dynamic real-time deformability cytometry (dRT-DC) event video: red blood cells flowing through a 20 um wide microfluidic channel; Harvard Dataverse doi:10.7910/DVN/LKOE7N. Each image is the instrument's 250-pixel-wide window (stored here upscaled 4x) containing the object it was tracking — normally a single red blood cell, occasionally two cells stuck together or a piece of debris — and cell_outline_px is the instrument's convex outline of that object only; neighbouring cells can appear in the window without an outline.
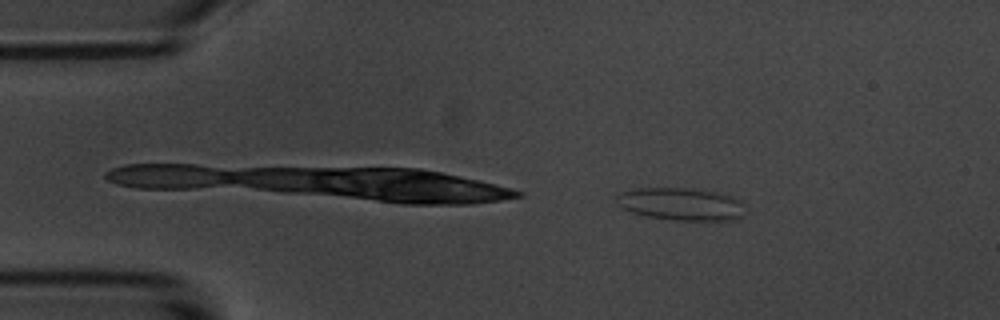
{"species": "common noctule bat (a hibernating species)", "species_latin": "Nyctalus noctula", "temperature_condition": "room temperature", "stored_images_in_passage": 51, "camera_frame_rate_fps": 3000, "um_per_image_px": 0.085, "animal": {"sex": "male", "body_mass_g": 20.1, "forearm_length_mm": 53.5}, "frame": {"image": 1, "passage_image": 4, "time_ms": 1.0, "image_size_px": [1000, 320], "cell_outline_px": [[748, 212], [744, 216], [736, 220], [676, 220], [648, 216], [632, 212], [620, 208], [616, 204], [616, 196], [620, 192], [636, 188], [692, 188], [720, 192], [732, 196], [740, 200]], "centroid_in_image_um": [57.93, 17.34], "position_along_channel_um": 27.1, "area_um2": 24.91}}
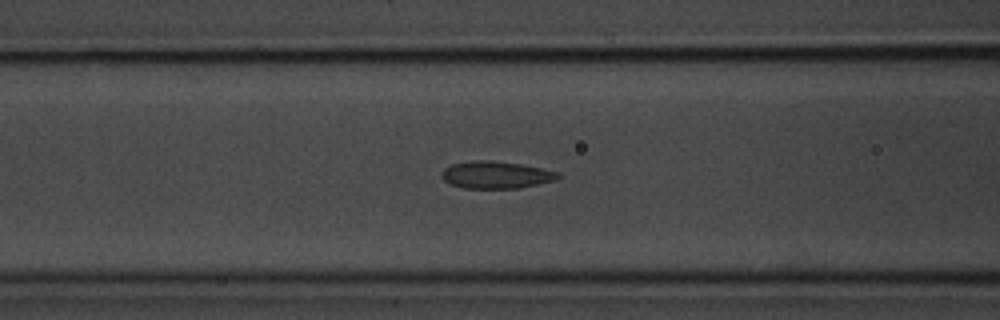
{"frame": {"image": 2, "passage_image": 17, "time_ms": 5.333, "image_size_px": [1000, 320], "cell_outline_px": [[560, 176], [556, 180], [520, 188], [464, 188], [452, 184], [444, 180], [440, 172], [444, 168], [452, 164], [480, 160], [484, 160], [520, 164], [560, 172]], "centroid_in_image_um": [42.17, 14.87], "position_along_channel_um": 124.4, "area_um2": 18.21}}
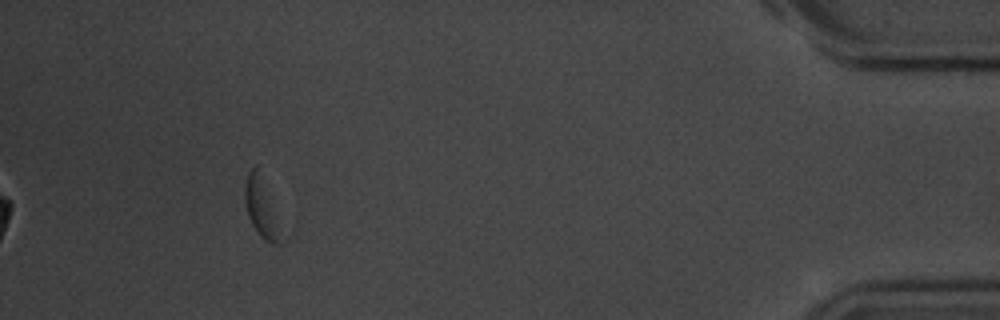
{"frame": {"image": 3, "passage_image": 47, "time_ms": 15.333, "image_size_px": [1000, 320], "cell_outline_px": [[292, 232], [288, 240], [280, 244], [272, 244], [264, 240], [256, 232], [248, 216], [244, 200], [244, 184], [248, 172], [256, 164]], "centroid_in_image_um": [22.48, 17.82], "position_along_channel_um": 412.7, "area_um2": 15.14}, "authors_computed_cell_mechanics": {"area_um2": 18.207, "velocity_mm_per_s": 3.5105, "shape_relaxation_time_tau1_ms": null, "shape_relaxation_time_tau2_ms": 0.9325, "deformation_change_tau1": null, "deformation_change_tau2": 0.0575}}